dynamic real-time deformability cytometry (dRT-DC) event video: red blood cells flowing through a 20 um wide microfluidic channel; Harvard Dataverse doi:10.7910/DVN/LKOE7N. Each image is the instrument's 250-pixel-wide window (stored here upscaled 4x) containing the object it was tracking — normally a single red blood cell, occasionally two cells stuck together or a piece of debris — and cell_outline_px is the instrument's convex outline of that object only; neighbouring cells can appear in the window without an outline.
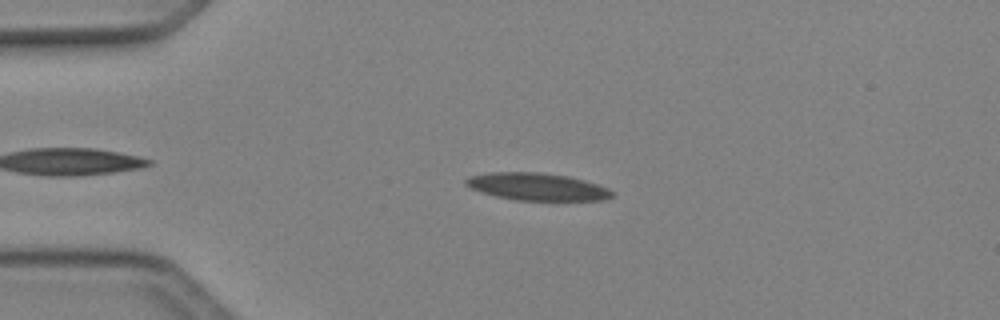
{"species": "Egyptian fruit bat (a non-hibernating species)", "species_latin": "Rousettus aegyptiacus", "temperature_condition": "cold", "stored_images_in_passage": 45, "camera_frame_rate_fps": 3000, "um_per_image_px": 0.085, "animal": {"sex": "female"}, "frame": {"image": 1, "passage_image": 7, "time_ms": 2.0, "image_size_px": [1000, 320], "cell_outline_px": [[616, 192], [612, 196], [604, 200], [516, 200], [496, 196], [480, 192], [464, 184], [464, 180], [468, 176], [492, 172], [540, 172], [568, 176], [584, 180], [608, 188]], "centroid_in_image_um": [45.64, 15.86], "position_along_channel_um": 39.4, "area_um2": 23.35}}
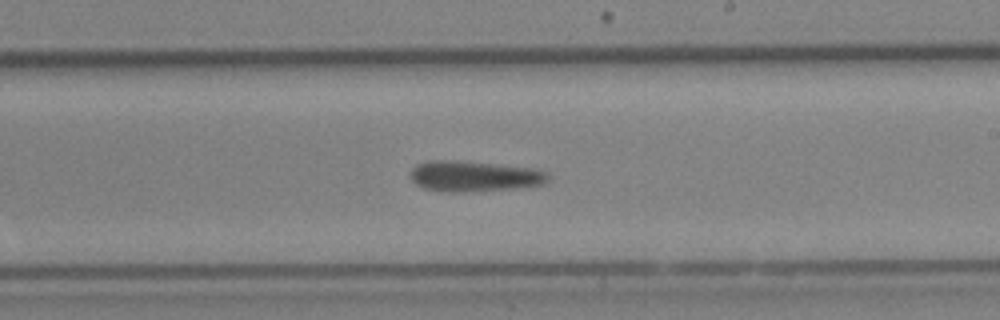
{"frame": {"image": 2, "passage_image": 25, "time_ms": 8.0, "image_size_px": [1000, 320], "cell_outline_px": [[548, 180], [544, 184], [516, 188], [460, 192], [448, 192], [424, 188], [416, 184], [408, 176], [412, 168], [416, 164], [428, 160], [452, 160], [496, 164], [536, 168], [548, 172]], "centroid_in_image_um": [40.28, 14.97], "position_along_channel_um": 248.7, "area_um2": 24.74}}
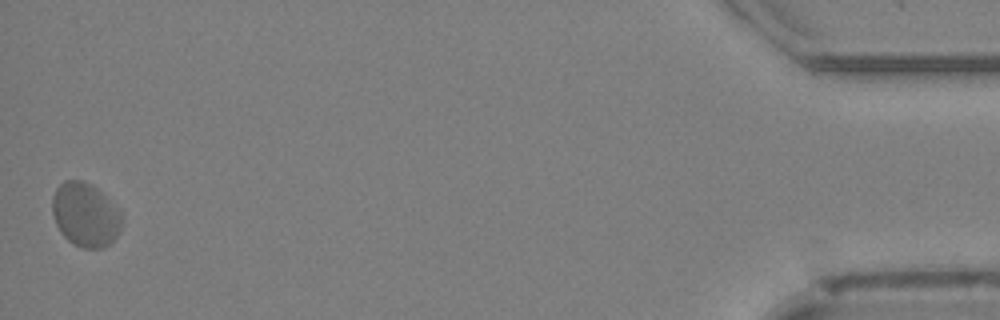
{"frame": {"image": 3, "passage_image": 45, "time_ms": 14.667, "image_size_px": [1000, 320], "cell_outline_px": [[124, 220], [116, 236], [104, 248], [80, 248], [72, 244], [60, 232], [56, 224], [52, 212], [52, 196], [56, 188], [64, 180], [84, 180], [92, 184], [124, 216]], "centroid_in_image_um": [7.23, 18.26], "position_along_channel_um": 428.0, "area_um2": 25.95}}